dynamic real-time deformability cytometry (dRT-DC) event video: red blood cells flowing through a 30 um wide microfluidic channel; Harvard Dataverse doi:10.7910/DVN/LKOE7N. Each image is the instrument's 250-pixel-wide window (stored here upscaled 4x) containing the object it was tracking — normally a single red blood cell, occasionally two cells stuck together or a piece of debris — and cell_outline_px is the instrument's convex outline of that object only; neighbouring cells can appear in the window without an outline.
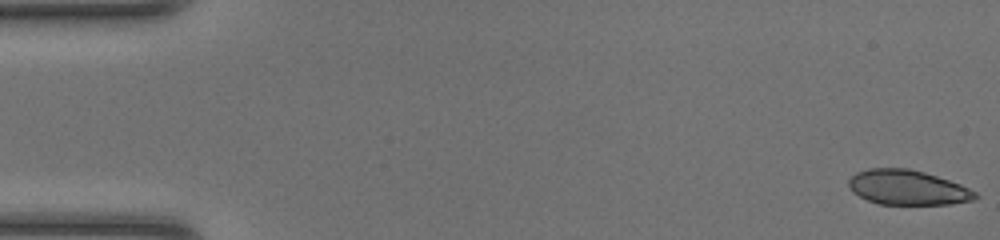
{"species": "common noctule bat (a hibernating species)", "species_latin": "Nyctalus noctula", "temperature_condition": "room temperature", "stored_images_in_passage": 47, "camera_frame_rate_fps": 3000, "um_per_image_px": 0.085, "animal": {"sex": "female", "body_mass_g": 20.0, "forearm_length_mm": 54.0}, "frame": {"image": 1, "passage_image": 1, "time_ms": 0.0, "image_size_px": [1000, 240], "cell_outline_px": [[980, 196], [972, 200], [948, 204], [880, 204], [868, 200], [852, 192], [848, 184], [848, 180], [856, 172], [868, 168], [908, 168], [924, 172], [960, 184], [976, 192]], "centroid_in_image_um": [77.12, 15.93], "position_along_channel_um": 7.9, "area_um2": 25.55}}
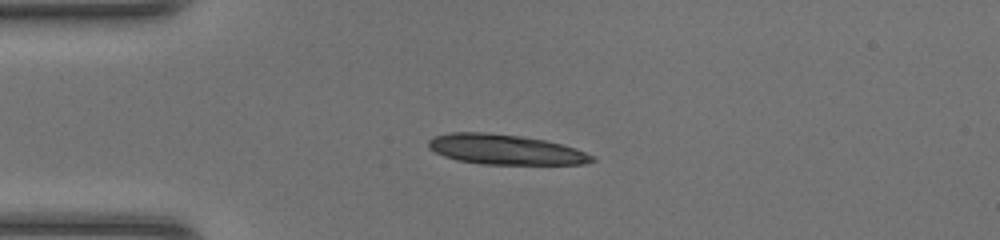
{"frame": {"image": 2, "passage_image": 12, "time_ms": 3.667, "image_size_px": [1000, 240], "cell_outline_px": [[596, 160], [584, 164], [480, 164], [456, 160], [444, 156], [428, 148], [428, 140], [432, 136], [448, 132], [484, 132], [520, 136], [544, 140], [576, 148], [596, 156]], "centroid_in_image_um": [42.93, 12.71], "position_along_channel_um": 42.1, "area_um2": 28.78}}
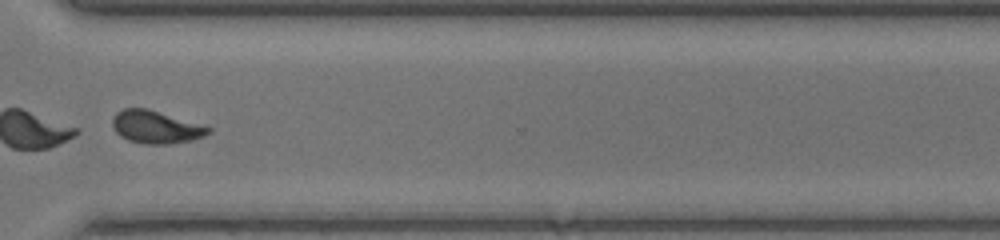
{"frame": {"image": 3, "passage_image": 36, "time_ms": 11.667, "image_size_px": [1000, 240], "cell_outline_px": [[212, 132], [204, 136], [192, 140], [168, 144], [144, 144], [128, 140], [120, 136], [112, 128], [112, 116], [116, 112], [124, 108], [148, 108], [212, 128]], "centroid_in_image_um": [13.21, 10.8], "position_along_channel_um": 357.4, "area_um2": 18.38}, "authors_computed_cell_mechanics": {"area_um2": 26.299, "velocity_mm_per_s": 4.3105, "shape_relaxation_time_tau1_ms": 1.1406, "shape_relaxation_time_tau2_ms": 1.1072, "deformation_change_tau1": 0.2762, "deformation_change_tau2": 0.0779}}